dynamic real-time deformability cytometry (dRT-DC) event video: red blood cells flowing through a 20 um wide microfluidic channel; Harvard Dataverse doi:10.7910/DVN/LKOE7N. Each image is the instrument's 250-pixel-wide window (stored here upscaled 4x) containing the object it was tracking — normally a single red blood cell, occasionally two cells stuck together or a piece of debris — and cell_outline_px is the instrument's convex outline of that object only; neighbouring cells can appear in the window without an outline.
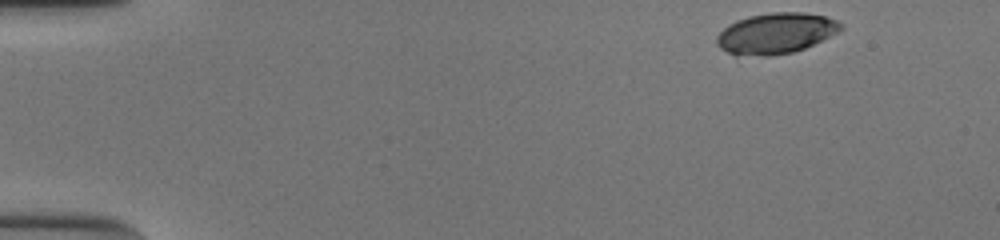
{"species": "human", "species_latin": "Homo sapiens", "temperature_condition": "cold", "stored_images_in_passage": 45, "camera_frame_rate_fps": 3000, "um_per_image_px": 0.085, "donor": {"sex": "male"}, "frame": {"image": 1, "passage_image": 1, "time_ms": 0.0, "image_size_px": [1000, 240], "cell_outline_px": [[828, 24], [820, 36], [816, 40], [800, 48], [784, 52], [732, 52], [724, 48], [720, 44], [720, 36], [732, 24], [756, 16], [820, 16], [828, 20]], "centroid_in_image_um": [65.69, 2.86], "position_along_channel_um": 19.3, "area_um2": 22.95}}
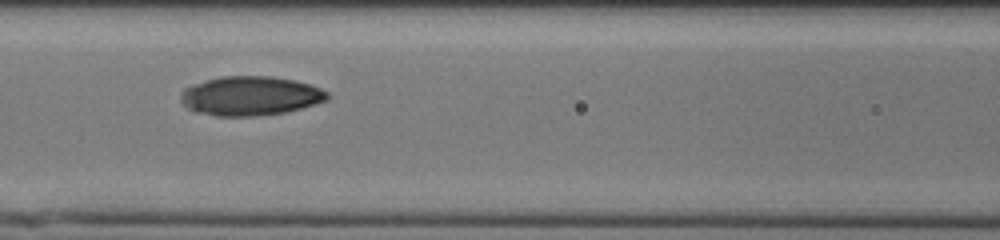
{"frame": {"image": 2, "passage_image": 20, "time_ms": 6.333, "image_size_px": [1000, 240], "cell_outline_px": [[324, 96], [320, 100], [308, 104], [276, 112], [212, 112], [196, 108], [192, 104], [192, 88], [212, 80], [284, 80], [304, 84], [324, 92]], "centroid_in_image_um": [21.5, 8.14], "position_along_channel_um": 145.1, "area_um2": 25.89}}
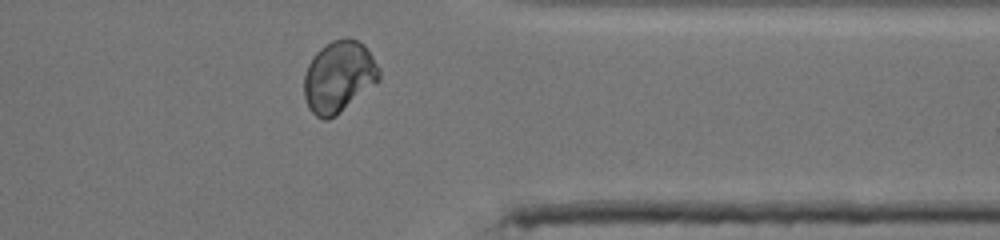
{"frame": {"image": 3, "passage_image": 39, "time_ms": 12.667, "image_size_px": [1000, 240], "cell_outline_px": [[376, 80], [332, 116], [320, 116], [308, 104], [304, 88], [304, 84], [308, 68], [312, 60], [328, 44], [336, 40], [352, 40], [360, 44], [364, 48], [376, 72]], "centroid_in_image_um": [28.71, 6.51], "position_along_channel_um": 382.7, "area_um2": 27.46}, "authors_computed_cell_mechanics": {"area_um2": 26.299, "velocity_mm_per_s": 3.8576, "shape_relaxation_time_tau1_ms": null, "shape_relaxation_time_tau2_ms": 1.1455, "deformation_change_tau1": null, "deformation_change_tau2": 0.0479}}